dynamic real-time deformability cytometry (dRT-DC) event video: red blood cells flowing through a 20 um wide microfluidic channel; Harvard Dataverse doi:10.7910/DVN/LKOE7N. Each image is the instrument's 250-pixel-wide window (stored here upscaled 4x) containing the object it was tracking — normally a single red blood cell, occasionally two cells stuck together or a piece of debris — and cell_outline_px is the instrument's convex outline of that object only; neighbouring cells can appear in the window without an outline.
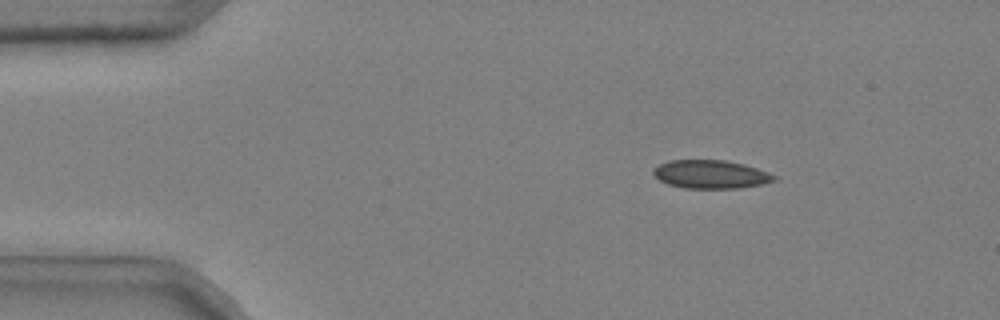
{"species": "common noctule bat (a hibernating species)", "species_latin": "Nyctalus noctula", "temperature_condition": "cold", "stored_images_in_passage": 44, "camera_frame_rate_fps": 3000, "um_per_image_px": 0.085, "animal": {"sex": "male", "body_mass_g": 20.4}, "frame": {"image": 1, "passage_image": 1, "time_ms": 0.0, "image_size_px": [1000, 320], "cell_outline_px": [[780, 180], [740, 188], [684, 188], [668, 184], [660, 180], [652, 172], [652, 168], [668, 160], [724, 160], [744, 164], [768, 172], [776, 176]], "centroid_in_image_um": [60.42, 14.81], "position_along_channel_um": 24.6, "area_um2": 20.0}}
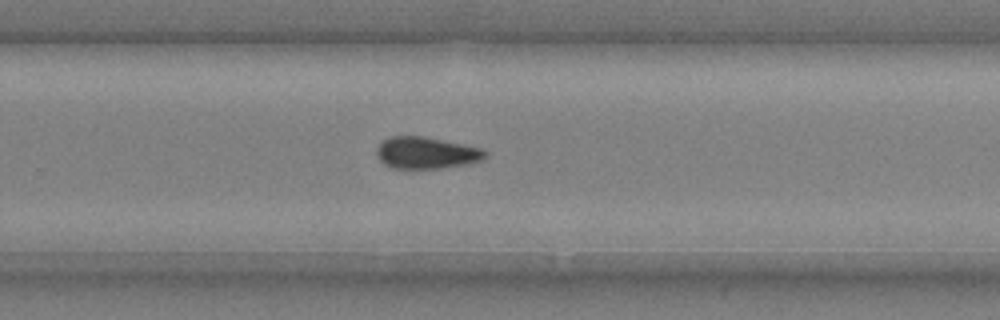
{"frame": {"image": 2, "passage_image": 28, "time_ms": 9.0, "image_size_px": [1000, 320], "cell_outline_px": [[488, 152], [484, 160], [464, 164], [440, 168], [388, 168], [380, 160], [376, 152], [376, 148], [388, 136], [424, 136], [480, 148]], "centroid_in_image_um": [36.21, 12.99], "position_along_channel_um": 293.6, "area_um2": 20.0}}
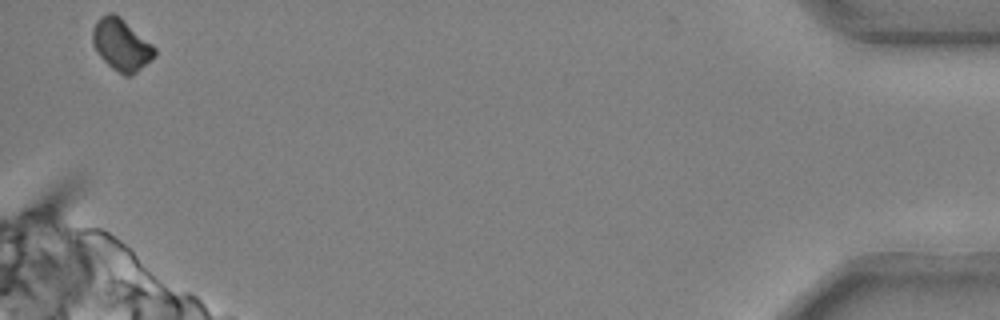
{"frame": {"image": 3, "passage_image": 44, "time_ms": 14.333, "image_size_px": [1000, 320], "cell_outline_px": [[156, 56], [152, 60], [132, 76], [124, 76], [112, 68], [100, 56], [92, 44], [92, 32], [96, 20], [100, 16], [108, 12], [112, 12], [120, 16], [152, 44], [156, 48]], "centroid_in_image_um": [10.32, 3.8], "position_along_channel_um": 424.9, "area_um2": 18.9}, "authors_computed_cell_mechanics": {"area_um2": 19.9988, "velocity_mm_per_s": 3.7006, "shape_relaxation_time_tau1_ms": null, "shape_relaxation_time_tau2_ms": 10.4282, "deformation_change_tau1": null, "deformation_change_tau2": 0.1325}}